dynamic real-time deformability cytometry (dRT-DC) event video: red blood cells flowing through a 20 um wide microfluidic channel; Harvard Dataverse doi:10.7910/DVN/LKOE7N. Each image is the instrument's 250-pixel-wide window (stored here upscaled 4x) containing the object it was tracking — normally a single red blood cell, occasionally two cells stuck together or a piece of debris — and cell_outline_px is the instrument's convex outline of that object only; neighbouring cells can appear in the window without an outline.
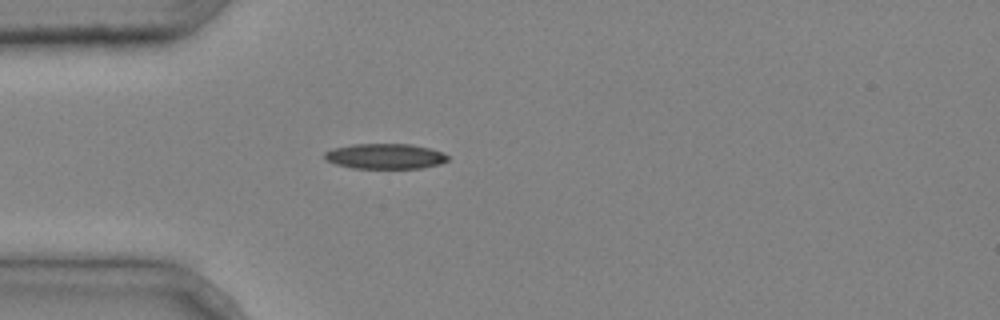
{"species": "common noctule bat (a hibernating species)", "species_latin": "Nyctalus noctula", "temperature_condition": "cold", "stored_images_in_passage": 1, "camera_frame_rate_fps": 3000, "um_per_image_px": 0.085, "animal": {"sex": "male", "body_mass_g": 20.4}, "frame": {"image": 1, "passage_image": 1, "time_ms": 0.0, "image_size_px": [1000, 320], "cell_outline_px": [[448, 160], [440, 164], [420, 168], [352, 168], [336, 164], [324, 160], [324, 152], [332, 148], [352, 144], [412, 144], [444, 152], [448, 156]], "centroid_in_image_um": [32.71, 13.28], "position_along_channel_um": 52.3, "area_um2": 18.26}}